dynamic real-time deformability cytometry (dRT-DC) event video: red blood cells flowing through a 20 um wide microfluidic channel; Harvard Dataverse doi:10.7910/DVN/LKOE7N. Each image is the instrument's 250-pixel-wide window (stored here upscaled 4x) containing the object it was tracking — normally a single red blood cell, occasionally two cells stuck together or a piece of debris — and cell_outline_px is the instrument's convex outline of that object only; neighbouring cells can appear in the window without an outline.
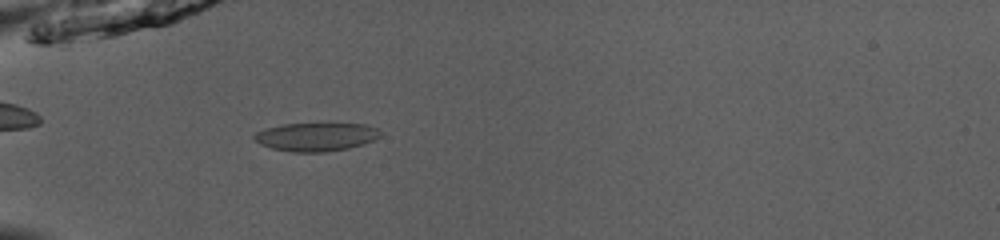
{"species": "common noctule bat (a hibernating species)", "species_latin": "Nyctalus noctula", "temperature_condition": "room temperature", "stored_images_in_passage": 36, "camera_frame_rate_fps": 3000, "um_per_image_px": 0.085, "animal": {"sex": "male", "body_mass_g": 13.0, "forearm_length_mm": 53.1}, "frame": {"image": 1, "passage_image": 1, "time_ms": 0.0, "image_size_px": [1000, 240], "cell_outline_px": [[384, 132], [380, 136], [364, 144], [348, 148], [324, 152], [292, 152], [272, 148], [260, 144], [252, 136], [256, 132], [264, 128], [284, 124], [364, 124], [376, 128]], "centroid_in_image_um": [26.86, 11.63], "position_along_channel_um": 58.1, "area_um2": 20.81}}
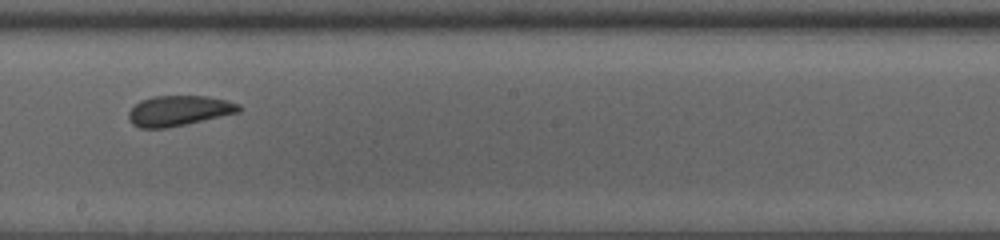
{"frame": {"image": 2, "passage_image": 15, "time_ms": 4.667, "image_size_px": [1000, 240], "cell_outline_px": [[240, 112], [184, 124], [164, 128], [140, 128], [132, 124], [128, 116], [128, 112], [140, 100], [156, 96], [204, 96], [224, 100], [240, 104]], "centroid_in_image_um": [15.17, 9.41], "position_along_channel_um": 233.0, "area_um2": 19.13}}
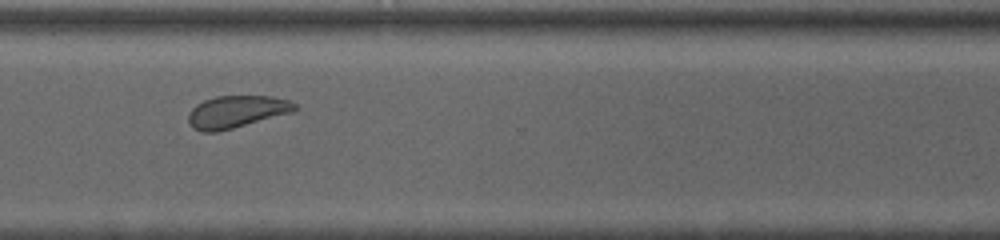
{"frame": {"image": 3, "passage_image": 24, "time_ms": 7.667, "image_size_px": [1000, 240], "cell_outline_px": [[300, 108], [292, 112], [232, 128], [216, 132], [200, 132], [192, 128], [188, 124], [188, 112], [196, 104], [204, 100], [216, 96], [272, 96], [288, 100], [296, 104]], "centroid_in_image_um": [20.07, 9.49], "position_along_channel_um": 350.5, "area_um2": 20.06}, "authors_computed_cell_mechanics": {"area_um2": 20.2011, "velocity_mm_per_s": 3.9204, "shape_relaxation_time_tau1_ms": 8.819, "shape_relaxation_time_tau2_ms": 1.7097, "deformation_change_tau1": 0.128, "deformation_change_tau2": 0.0626}}